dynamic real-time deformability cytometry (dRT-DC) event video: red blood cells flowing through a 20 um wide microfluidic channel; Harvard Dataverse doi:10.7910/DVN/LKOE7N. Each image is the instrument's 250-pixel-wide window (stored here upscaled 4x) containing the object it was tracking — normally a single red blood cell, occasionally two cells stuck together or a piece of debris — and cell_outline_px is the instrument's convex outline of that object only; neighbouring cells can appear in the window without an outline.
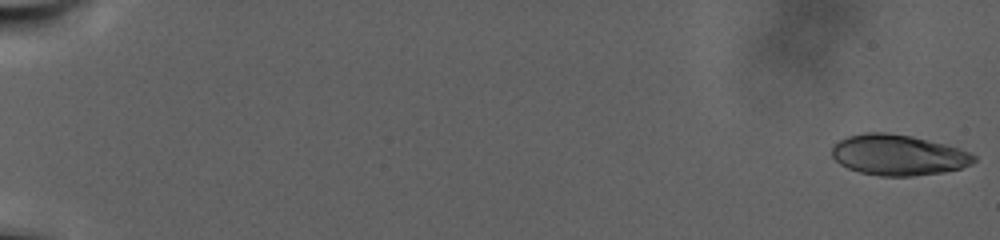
{"species": "human", "species_latin": "Homo sapiens", "temperature_condition": "warm", "stored_images_in_passage": 111, "camera_frame_rate_fps": 3000, "um_per_image_px": 0.085, "donor": {"sex": "male"}, "frame": {"image": 1, "passage_image": 1, "time_ms": 0.0, "image_size_px": [1000, 240], "cell_outline_px": [[976, 160], [972, 164], [960, 168], [944, 172], [912, 176], [880, 176], [860, 172], [848, 168], [840, 164], [832, 156], [832, 144], [848, 136], [864, 132], [888, 132], [912, 136], [944, 144], [968, 152], [976, 156]], "centroid_in_image_um": [76.32, 13.17], "position_along_channel_um": 8.7, "area_um2": 33.64}}
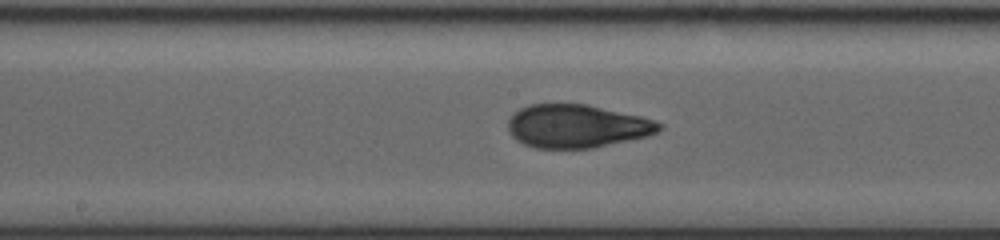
{"frame": {"image": 2, "passage_image": 63, "time_ms": 20.667, "image_size_px": [1000, 240], "cell_outline_px": [[664, 128], [648, 136], [592, 148], [536, 148], [524, 144], [516, 140], [508, 132], [508, 120], [512, 112], [528, 104], [588, 104], [640, 116], [656, 120], [664, 124]], "centroid_in_image_um": [49.03, 10.72], "position_along_channel_um": 199.2, "area_um2": 38.38}}
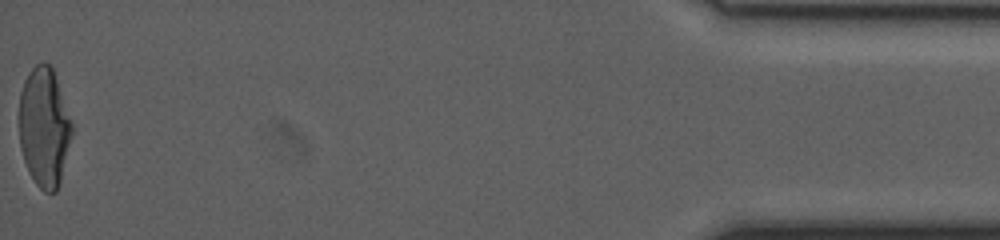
{"frame": {"image": 3, "passage_image": 111, "time_ms": 36.667, "image_size_px": [1000, 240], "cell_outline_px": [[72, 136], [60, 180], [56, 192], [44, 192], [36, 184], [28, 172], [20, 148], [20, 92], [24, 80], [28, 72], [36, 64], [52, 64], [72, 124]], "centroid_in_image_um": [3.75, 10.81], "position_along_channel_um": 431.4, "area_um2": 36.53}}